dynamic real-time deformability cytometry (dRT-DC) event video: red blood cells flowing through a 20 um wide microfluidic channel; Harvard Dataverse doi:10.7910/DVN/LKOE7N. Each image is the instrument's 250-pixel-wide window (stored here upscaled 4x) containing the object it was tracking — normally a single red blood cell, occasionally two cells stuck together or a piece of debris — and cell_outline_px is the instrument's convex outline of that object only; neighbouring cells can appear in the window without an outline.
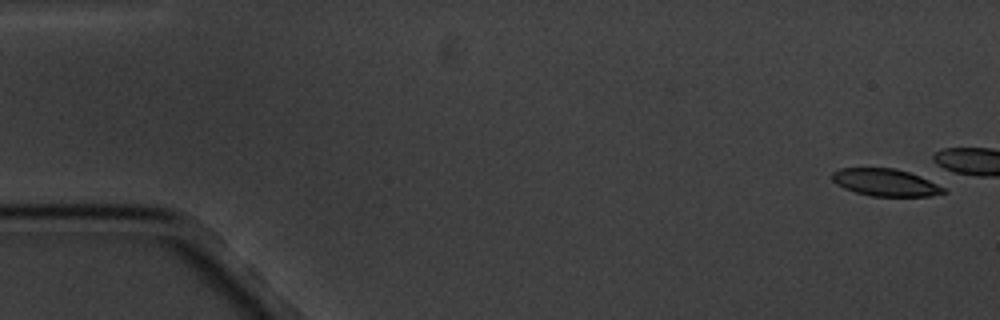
{"species": "common noctule bat (a hibernating species)", "species_latin": "Nyctalus noctula", "temperature_condition": "cold", "stored_images_in_passage": 4, "camera_frame_rate_fps": 3000, "um_per_image_px": 0.085, "animal": {"sex": "male", "body_mass_g": 20.1, "forearm_length_mm": 53.5}, "frame": {"image": 1, "passage_image": 1, "time_ms": 0.0, "image_size_px": [1000, 320], "cell_outline_px": [[948, 192], [932, 196], [872, 196], [856, 192], [844, 188], [836, 184], [832, 180], [832, 172], [840, 168], [896, 168], [920, 176], [944, 188]], "centroid_in_image_um": [75.25, 15.51], "position_along_channel_um": 9.8, "area_um2": 17.63}}